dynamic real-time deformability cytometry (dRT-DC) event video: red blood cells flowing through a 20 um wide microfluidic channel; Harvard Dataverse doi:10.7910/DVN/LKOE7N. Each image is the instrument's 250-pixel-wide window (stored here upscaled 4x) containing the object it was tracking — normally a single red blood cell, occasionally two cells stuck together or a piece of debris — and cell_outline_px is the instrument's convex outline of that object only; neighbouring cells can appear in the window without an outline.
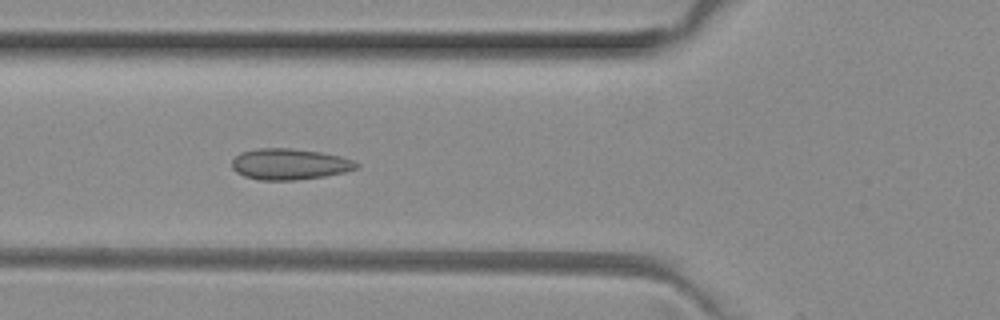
{"species": "common noctule bat (a hibernating species)", "species_latin": "Nyctalus noctula", "temperature_condition": "room temperature", "stored_images_in_passage": 8, "camera_frame_rate_fps": 3000, "um_per_image_px": 0.085, "animal": {"sex": "female", "body_mass_g": 29.2, "forearm_length_mm": 56.3}, "frame": {"image": 1, "passage_image": 5, "time_ms": 1.333, "image_size_px": [1000, 320], "cell_outline_px": [[360, 168], [344, 172], [324, 176], [296, 180], [260, 180], [244, 176], [236, 172], [232, 168], [232, 160], [240, 152], [256, 148], [292, 148], [320, 152], [340, 156], [352, 160], [360, 164]], "centroid_in_image_um": [24.61, 13.95], "position_along_channel_um": 101.2, "area_um2": 22.66}}
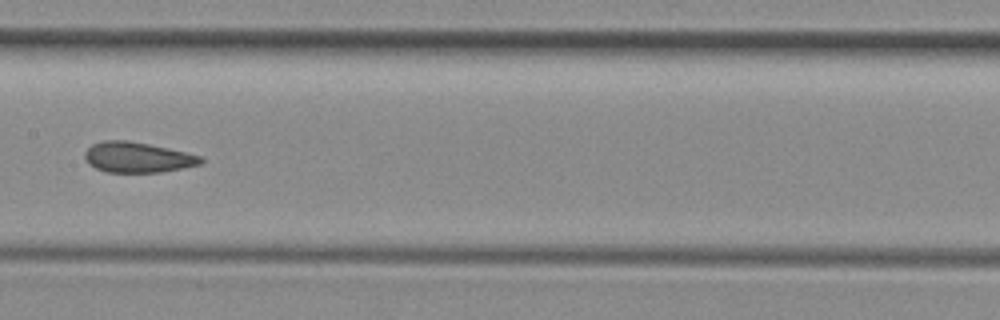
{"frame": {"image": 2, "passage_image": 7, "time_ms": 2.0, "image_size_px": [1000, 320], "cell_outline_px": [[204, 160], [200, 164], [160, 172], [104, 172], [88, 164], [84, 156], [84, 152], [92, 144], [104, 140], [128, 140], [168, 148], [200, 156]], "centroid_in_image_um": [11.63, 13.37], "position_along_channel_um": 195.8, "area_um2": 20.4}}
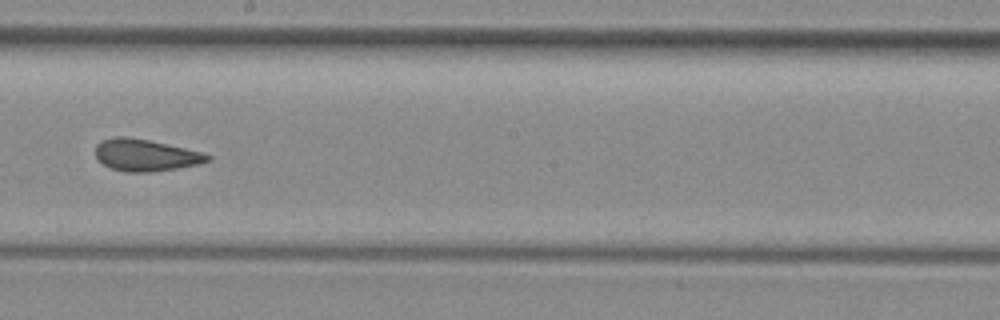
{"frame": {"image": 3, "passage_image": 8, "time_ms": 2.333, "image_size_px": [1000, 320], "cell_outline_px": [[212, 160], [200, 164], [176, 168], [148, 172], [128, 172], [112, 168], [96, 160], [96, 144], [100, 140], [116, 136], [124, 136], [148, 140], [184, 148], [200, 152], [212, 156]], "centroid_in_image_um": [12.35, 13.18], "position_along_channel_um": 235.9, "area_um2": 20.69}}